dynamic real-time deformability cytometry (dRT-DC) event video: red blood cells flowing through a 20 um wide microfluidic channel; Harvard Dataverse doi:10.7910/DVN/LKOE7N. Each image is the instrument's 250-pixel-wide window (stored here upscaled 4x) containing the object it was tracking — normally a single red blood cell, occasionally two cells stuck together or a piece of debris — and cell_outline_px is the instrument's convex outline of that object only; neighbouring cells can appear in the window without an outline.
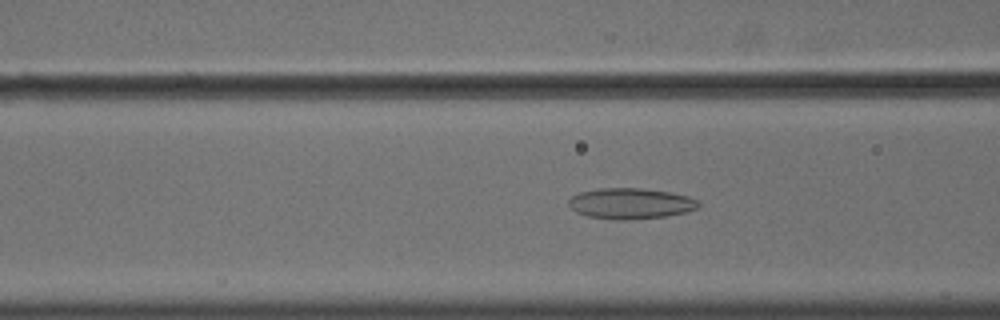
{"species": "common noctule bat (a hibernating species)", "species_latin": "Nyctalus noctula", "temperature_condition": "cold", "stored_images_in_passage": 56, "camera_frame_rate_fps": 3000, "um_per_image_px": 0.085, "animal": {"sex": "male", "body_mass_g": 18.8}, "frame": {"image": 1, "passage_image": 23, "time_ms": 7.333, "image_size_px": [1000, 320], "cell_outline_px": [[700, 204], [696, 208], [684, 212], [668, 216], [624, 220], [616, 220], [584, 216], [576, 212], [568, 204], [568, 200], [572, 196], [580, 192], [600, 188], [640, 188], [668, 192], [688, 196], [696, 200]], "centroid_in_image_um": [53.55, 17.3], "position_along_channel_um": 113.0, "area_um2": 23.24}}
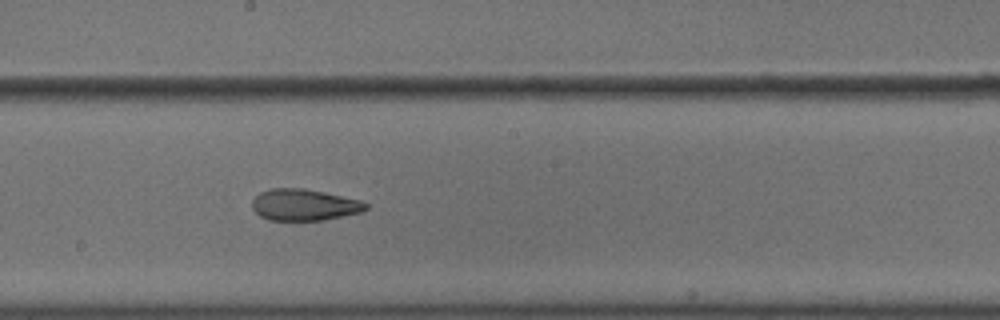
{"frame": {"image": 2, "passage_image": 32, "time_ms": 10.333, "image_size_px": [1000, 320], "cell_outline_px": [[368, 208], [360, 212], [324, 220], [268, 220], [260, 216], [252, 208], [252, 200], [260, 192], [272, 188], [304, 188], [360, 200], [368, 204]], "centroid_in_image_um": [25.83, 17.41], "position_along_channel_um": 222.4, "area_um2": 20.75}}
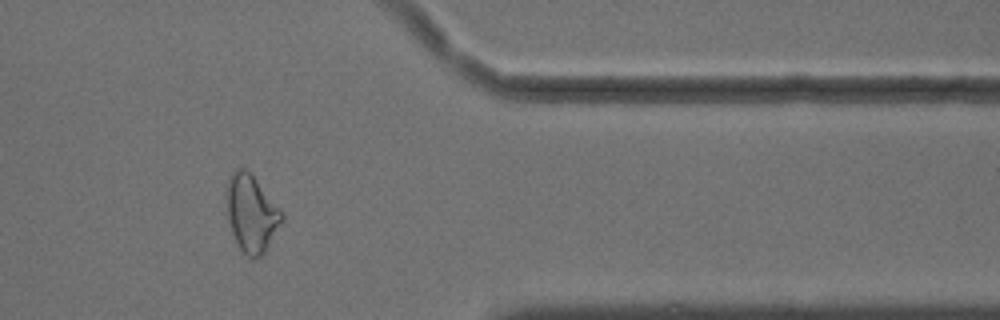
{"frame": {"image": 3, "passage_image": 47, "time_ms": 15.333, "image_size_px": [1000, 320], "cell_outline_px": [[284, 216], [264, 252], [260, 256], [252, 260], [240, 248], [232, 232], [228, 220], [228, 184], [232, 172], [236, 168], [244, 168], [256, 180], [284, 212]], "centroid_in_image_um": [21.39, 18.15], "position_along_channel_um": 390.0, "area_um2": 23.99}, "authors_computed_cell_mechanics": {"area_um2": 24.3627, "velocity_mm_per_s": 3.6306, "shape_relaxation_time_tau1_ms": null, "shape_relaxation_time_tau2_ms": 2.5837, "deformation_change_tau1": null, "deformation_change_tau2": 0.1022}}